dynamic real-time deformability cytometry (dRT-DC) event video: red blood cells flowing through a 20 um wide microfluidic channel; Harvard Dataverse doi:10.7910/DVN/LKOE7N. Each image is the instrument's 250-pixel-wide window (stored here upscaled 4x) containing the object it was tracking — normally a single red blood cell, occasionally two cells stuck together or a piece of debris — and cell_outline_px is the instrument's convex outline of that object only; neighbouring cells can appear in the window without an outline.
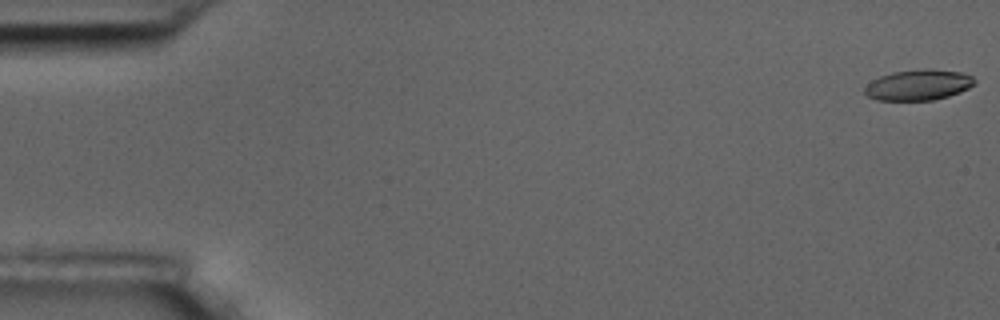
{"species": "common noctule bat (a hibernating species)", "species_latin": "Nyctalus noctula", "temperature_condition": "room temperature", "stored_images_in_passage": 56, "camera_frame_rate_fps": 3000, "um_per_image_px": 0.085, "animal": {"sex": "male", "body_mass_g": 17.5, "forearm_length_mm": 52.3}, "frame": {"image": 1, "passage_image": 1, "time_ms": 0.0, "image_size_px": [1000, 320], "cell_outline_px": [[976, 84], [960, 92], [948, 96], [932, 100], [876, 100], [868, 96], [864, 92], [864, 88], [872, 80], [880, 76], [892, 72], [924, 68], [960, 72], [972, 76], [976, 80]], "centroid_in_image_um": [78.07, 7.21], "position_along_channel_um": 6.9, "area_um2": 19.65}}
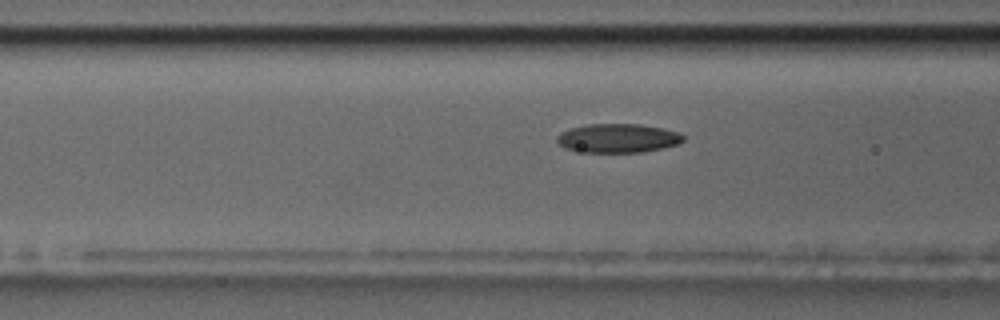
{"frame": {"image": 2, "passage_image": 22, "time_ms": 7.0, "image_size_px": [1000, 320], "cell_outline_px": [[684, 140], [680, 144], [664, 148], [644, 152], [584, 152], [564, 148], [556, 140], [556, 136], [560, 132], [584, 124], [640, 124], [664, 128], [676, 132], [684, 136]], "centroid_in_image_um": [52.53, 11.74], "position_along_channel_um": 114.1, "area_um2": 21.44}}
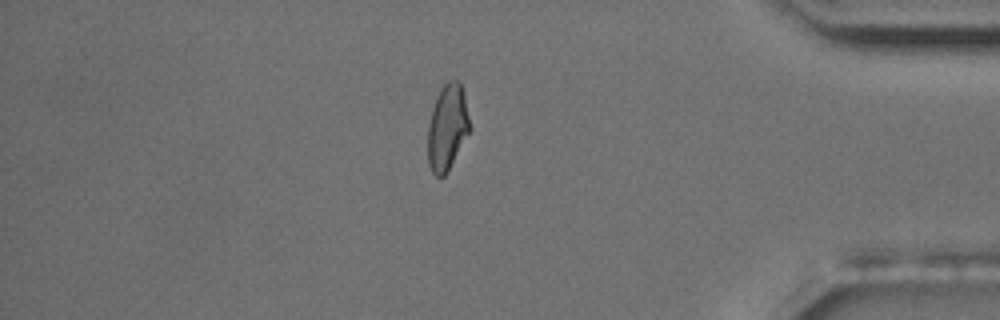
{"frame": {"image": 3, "passage_image": 48, "time_ms": 15.667, "image_size_px": [1000, 320], "cell_outline_px": [[472, 128], [448, 172], [444, 176], [436, 176], [432, 172], [428, 164], [428, 124], [432, 108], [436, 96], [440, 88], [448, 80], [460, 80]], "centroid_in_image_um": [38.03, 10.83], "position_along_channel_um": 397.2, "area_um2": 21.33}, "authors_computed_cell_mechanics": {"area_um2": 21.097, "velocity_mm_per_s": 3.6438, "shape_relaxation_time_tau1_ms": null, "shape_relaxation_time_tau2_ms": 3.2041, "deformation_change_tau1": null, "deformation_change_tau2": 0.1014}}